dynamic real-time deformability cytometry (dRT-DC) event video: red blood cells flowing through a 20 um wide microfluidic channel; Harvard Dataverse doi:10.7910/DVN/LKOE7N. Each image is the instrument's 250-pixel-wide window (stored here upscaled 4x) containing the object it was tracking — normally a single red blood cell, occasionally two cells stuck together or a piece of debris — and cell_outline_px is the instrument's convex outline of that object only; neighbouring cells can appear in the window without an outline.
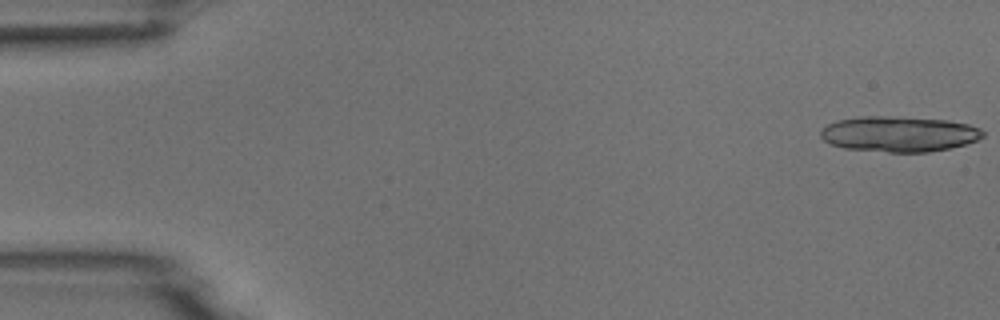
{"species": "common noctule bat (a hibernating species)", "species_latin": "Nyctalus noctula", "temperature_condition": "room temperature", "stored_images_in_passage": 24, "camera_frame_rate_fps": 3000, "um_per_image_px": 0.085, "animal": {"sex": "male", "body_mass_g": 18.8}, "frame": {"image": 1, "passage_image": 1, "time_ms": 0.0, "image_size_px": [1000, 320], "cell_outline_px": [[984, 136], [976, 140], [964, 144], [948, 148], [928, 152], [888, 152], [844, 148], [832, 144], [824, 140], [820, 136], [820, 132], [828, 124], [836, 120], [860, 116], [884, 116], [948, 120], [968, 124], [980, 128], [984, 132]], "centroid_in_image_um": [76.41, 11.38], "position_along_channel_um": 8.6, "area_um2": 33.41}}